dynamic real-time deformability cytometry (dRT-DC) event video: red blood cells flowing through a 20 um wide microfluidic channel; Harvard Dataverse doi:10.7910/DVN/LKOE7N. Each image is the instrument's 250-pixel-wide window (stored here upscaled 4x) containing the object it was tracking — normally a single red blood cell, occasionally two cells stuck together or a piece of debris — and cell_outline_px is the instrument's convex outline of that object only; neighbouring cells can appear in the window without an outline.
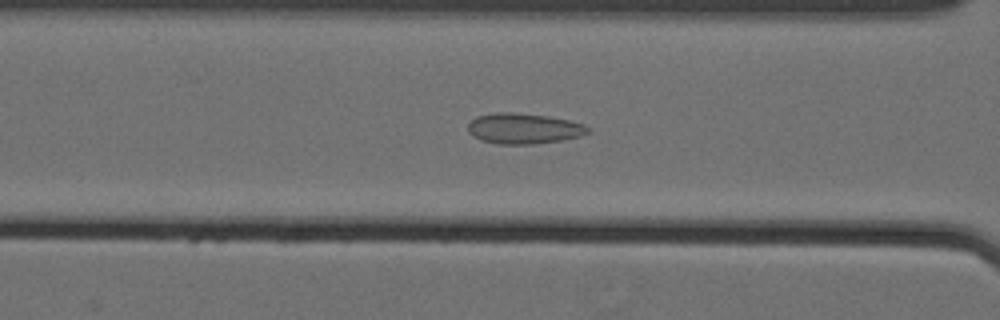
{"species": "Egyptian fruit bat (a non-hibernating species)", "species_latin": "Rousettus aegyptiacus", "temperature_condition": "cold", "stored_images_in_passage": 52, "camera_frame_rate_fps": 3000, "um_per_image_px": 0.085, "animal": {"sex": "female"}, "frame": {"image": 1, "passage_image": 20, "time_ms": 6.333, "image_size_px": [1000, 320], "cell_outline_px": [[588, 132], [580, 136], [560, 140], [532, 144], [500, 144], [480, 140], [472, 136], [468, 132], [468, 124], [476, 116], [496, 112], [516, 112], [548, 116], [568, 120], [584, 124], [588, 128]], "centroid_in_image_um": [44.47, 10.91], "position_along_channel_um": 122.1, "area_um2": 21.33}}
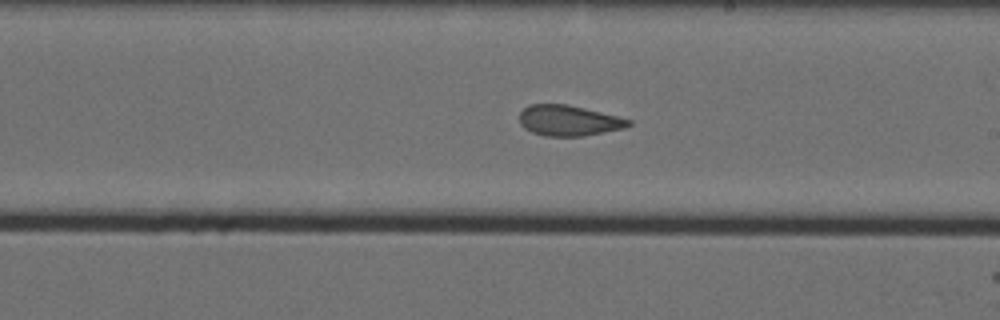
{"frame": {"image": 2, "passage_image": 30, "time_ms": 9.667, "image_size_px": [1000, 320], "cell_outline_px": [[632, 124], [624, 128], [580, 136], [544, 136], [532, 132], [524, 128], [520, 124], [520, 112], [528, 104], [568, 104], [632, 120]], "centroid_in_image_um": [48.3, 10.24], "position_along_channel_um": 240.7, "area_um2": 19.31}}
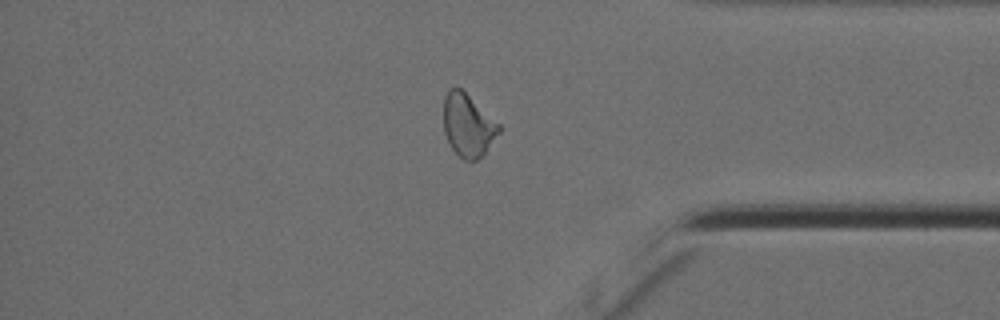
{"frame": {"image": 3, "passage_image": 44, "time_ms": 14.333, "image_size_px": [1000, 320], "cell_outline_px": [[500, 132], [484, 152], [476, 160], [464, 160], [452, 148], [444, 132], [444, 96], [448, 88], [456, 84], [500, 124]], "centroid_in_image_um": [39.75, 10.59], "position_along_channel_um": 395.4, "area_um2": 20.06}, "authors_computed_cell_mechanics": {"area_um2": 20.8658, "velocity_mm_per_s": 3.5563, "shape_relaxation_time_tau1_ms": null, "shape_relaxation_time_tau2_ms": 1.7386, "deformation_change_tau1": null, "deformation_change_tau2": 0.0884}}